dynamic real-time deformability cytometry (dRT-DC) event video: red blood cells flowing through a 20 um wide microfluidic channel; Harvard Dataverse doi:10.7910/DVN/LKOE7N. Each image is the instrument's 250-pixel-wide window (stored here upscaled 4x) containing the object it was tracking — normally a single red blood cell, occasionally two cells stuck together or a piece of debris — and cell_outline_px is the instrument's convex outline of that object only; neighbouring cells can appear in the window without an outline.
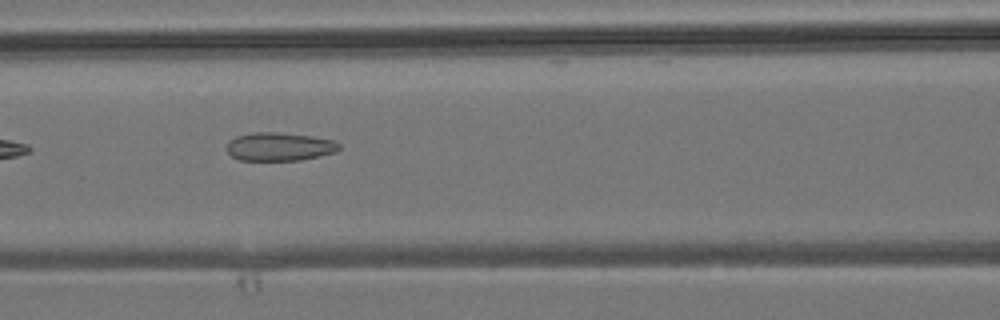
{"species": "common noctule bat (a hibernating species)", "species_latin": "Nyctalus noctula", "temperature_condition": "room temperature", "stored_images_in_passage": 9, "camera_frame_rate_fps": 3000, "um_per_image_px": 0.085, "animal": {"sex": "male", "body_mass_g": 19.2, "forearm_length_mm": 51.8}, "frame": {"image": 1, "passage_image": 7, "time_ms": 7.0, "image_size_px": [1000, 320], "cell_outline_px": [[340, 148], [336, 152], [320, 156], [300, 160], [240, 160], [232, 156], [224, 148], [228, 140], [236, 136], [252, 132], [272, 132], [312, 136], [332, 140], [340, 144]], "centroid_in_image_um": [23.71, 12.46], "position_along_channel_um": 142.9, "area_um2": 18.67}}
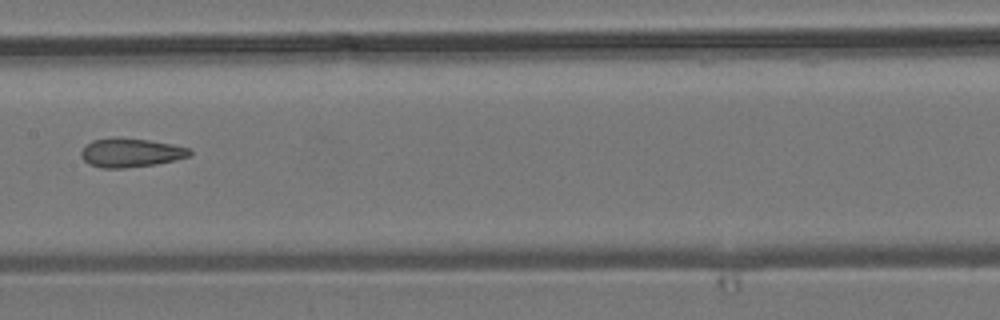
{"frame": {"image": 2, "passage_image": 8, "time_ms": 8.333, "image_size_px": [1000, 320], "cell_outline_px": [[192, 152], [188, 156], [156, 164], [124, 168], [100, 168], [88, 164], [80, 156], [80, 152], [92, 140], [112, 136], [116, 136], [148, 140], [172, 144], [192, 148]], "centroid_in_image_um": [11.08, 12.96], "position_along_channel_um": 196.3, "area_um2": 18.44}}
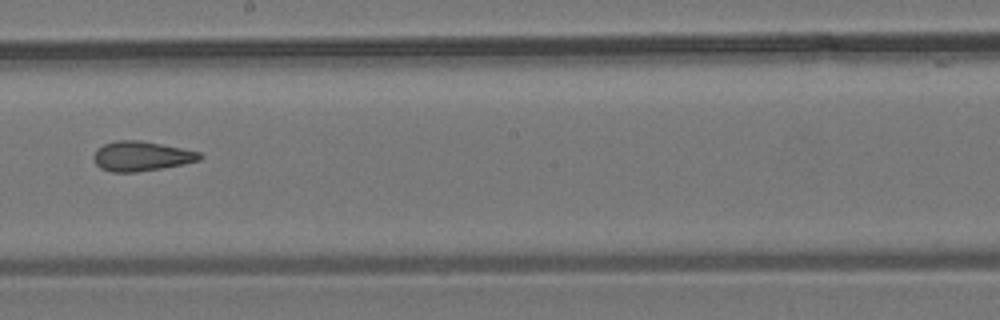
{"frame": {"image": 3, "passage_image": 9, "time_ms": 9.333, "image_size_px": [1000, 320], "cell_outline_px": [[204, 156], [200, 160], [184, 164], [136, 172], [112, 172], [100, 168], [96, 164], [92, 156], [96, 148], [104, 144], [116, 140], [140, 140], [200, 152]], "centroid_in_image_um": [11.99, 13.27], "position_along_channel_um": 236.2, "area_um2": 18.38}}